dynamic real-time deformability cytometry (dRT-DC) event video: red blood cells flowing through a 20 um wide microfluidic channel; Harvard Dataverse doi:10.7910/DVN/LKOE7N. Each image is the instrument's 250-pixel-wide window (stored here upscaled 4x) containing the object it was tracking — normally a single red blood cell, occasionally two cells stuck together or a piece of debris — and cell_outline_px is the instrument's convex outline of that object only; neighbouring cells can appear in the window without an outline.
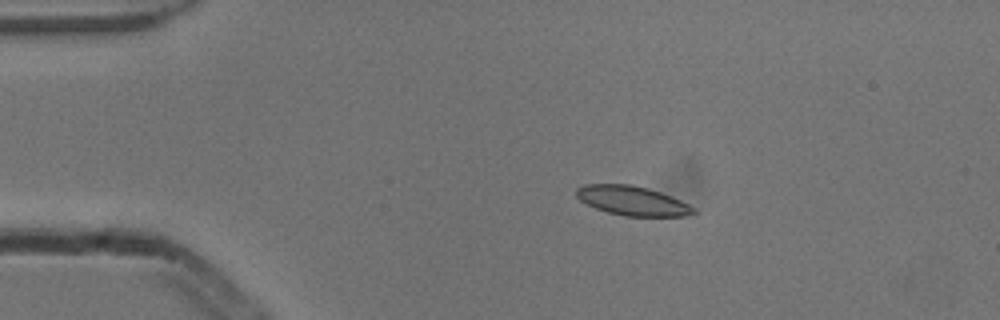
{"species": "common noctule bat (a hibernating species)", "species_latin": "Nyctalus noctula", "temperature_condition": "cold", "stored_images_in_passage": 5, "camera_frame_rate_fps": 3000, "um_per_image_px": 0.085, "animal": {"sex": "male", "body_mass_g": 13.3}, "frame": {"image": 1, "passage_image": 1, "time_ms": 0.0, "image_size_px": [1000, 320], "cell_outline_px": [[696, 212], [684, 216], [624, 216], [608, 212], [596, 208], [580, 200], [576, 196], [576, 188], [584, 184], [632, 184], [648, 188], [672, 196], [696, 208]], "centroid_in_image_um": [53.75, 17.05], "position_along_channel_um": 31.3, "area_um2": 20.06}}
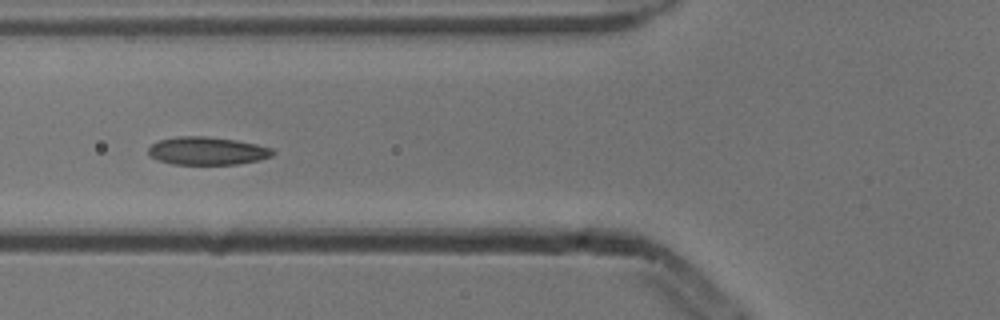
{"frame": {"image": 2, "passage_image": 4, "time_ms": 1.0, "image_size_px": [1000, 320], "cell_outline_px": [[276, 152], [272, 156], [260, 160], [236, 164], [172, 164], [160, 160], [152, 156], [148, 152], [148, 148], [152, 144], [160, 140], [176, 136], [204, 136], [236, 140], [256, 144], [272, 148]], "centroid_in_image_um": [17.65, 12.82], "position_along_channel_um": 108.2, "area_um2": 20.17}}
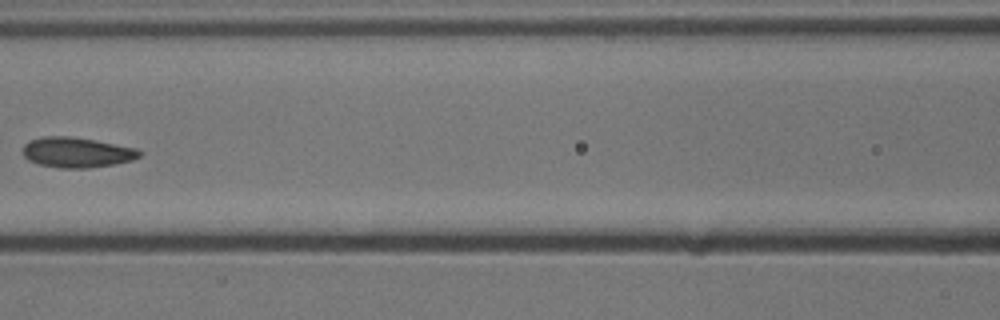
{"frame": {"image": 3, "passage_image": 5, "time_ms": 1.333, "image_size_px": [1000, 320], "cell_outline_px": [[140, 156], [132, 160], [112, 164], [88, 168], [60, 168], [40, 164], [28, 160], [24, 156], [24, 144], [28, 140], [44, 136], [68, 136], [92, 140], [136, 148], [140, 152]], "centroid_in_image_um": [6.48, 12.95], "position_along_channel_um": 160.1, "area_um2": 20.23}}